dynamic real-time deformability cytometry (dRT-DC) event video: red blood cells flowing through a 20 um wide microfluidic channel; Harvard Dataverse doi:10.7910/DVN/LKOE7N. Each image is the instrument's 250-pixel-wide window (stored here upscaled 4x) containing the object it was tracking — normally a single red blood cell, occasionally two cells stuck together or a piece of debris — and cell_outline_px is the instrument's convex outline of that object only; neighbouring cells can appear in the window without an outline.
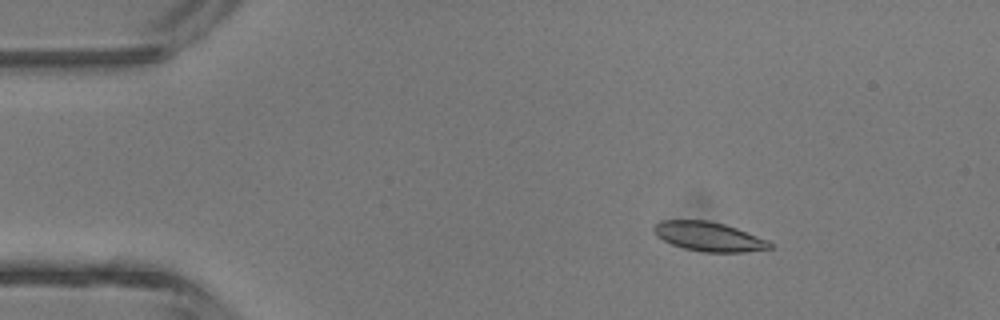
{"species": "common noctule bat (a hibernating species)", "species_latin": "Nyctalus noctula", "temperature_condition": "room temperature", "stored_images_in_passage": 5, "camera_frame_rate_fps": 3000, "um_per_image_px": 0.085, "animal": {"sex": "male", "body_mass_g": 13.3}, "frame": {"image": 1, "passage_image": 2, "time_ms": 1.333, "image_size_px": [1000, 320], "cell_outline_px": [[772, 248], [744, 252], [704, 252], [684, 248], [672, 244], [656, 236], [652, 228], [660, 220], [708, 220], [724, 224], [736, 228], [768, 240], [772, 244]], "centroid_in_image_um": [60.23, 20.1], "position_along_channel_um": 24.8, "area_um2": 19.71}}
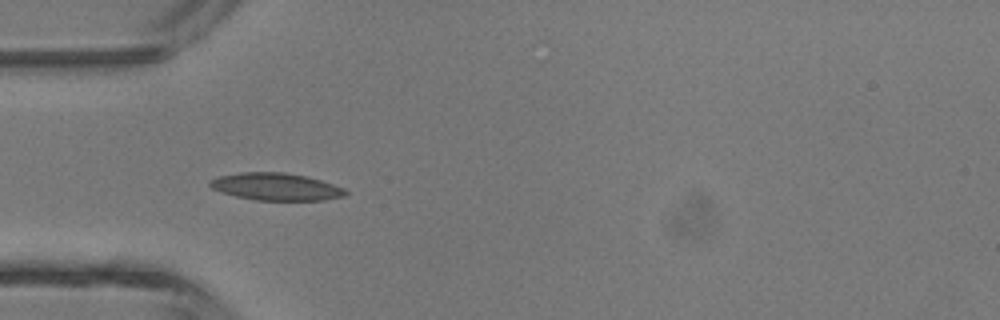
{"frame": {"image": 2, "passage_image": 4, "time_ms": 3.667, "image_size_px": [1000, 320], "cell_outline_px": [[348, 192], [344, 196], [324, 200], [256, 200], [236, 196], [220, 192], [212, 188], [208, 184], [208, 180], [220, 176], [240, 172], [284, 172], [308, 176], [344, 188]], "centroid_in_image_um": [23.44, 15.86], "position_along_channel_um": 61.6, "area_um2": 21.62}}
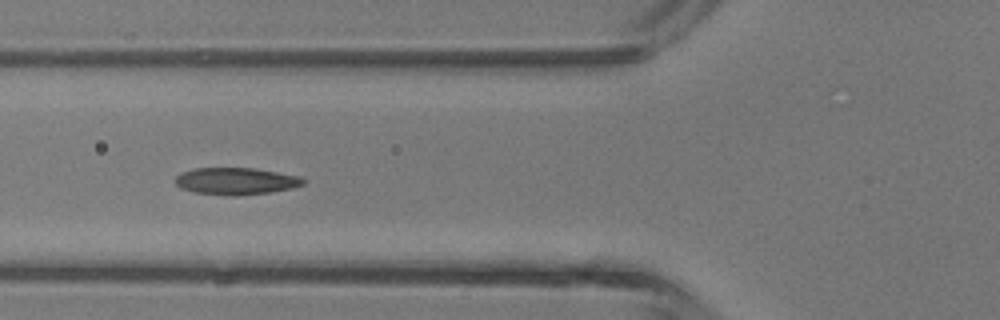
{"frame": {"image": 3, "passage_image": 5, "time_ms": 4.667, "image_size_px": [1000, 320], "cell_outline_px": [[308, 180], [304, 184], [292, 188], [268, 192], [236, 196], [232, 196], [196, 192], [180, 188], [172, 180], [180, 172], [196, 168], [252, 168], [300, 176]], "centroid_in_image_um": [20.04, 15.39], "position_along_channel_um": 105.8, "area_um2": 20.17}}